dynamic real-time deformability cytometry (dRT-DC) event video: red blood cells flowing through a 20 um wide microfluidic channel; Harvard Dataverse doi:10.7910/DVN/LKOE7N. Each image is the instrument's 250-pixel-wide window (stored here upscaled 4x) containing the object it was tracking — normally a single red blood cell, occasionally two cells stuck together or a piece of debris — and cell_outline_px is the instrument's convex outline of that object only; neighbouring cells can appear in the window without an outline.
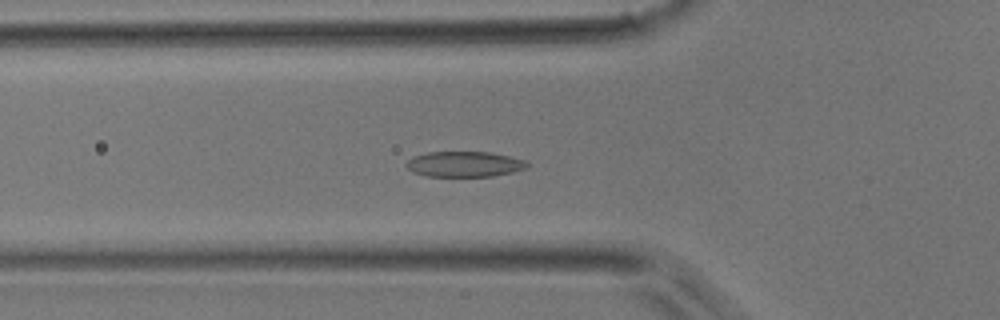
{"species": "common noctule bat (a hibernating species)", "species_latin": "Nyctalus noctula", "temperature_condition": "room temperature", "stored_images_in_passage": 40, "camera_frame_rate_fps": 3000, "um_per_image_px": 0.085, "animal": {"sex": "male", "body_mass_g": 17.9}, "frame": {"image": 1, "passage_image": 8, "time_ms": 2.333, "image_size_px": [1000, 320], "cell_outline_px": [[528, 164], [524, 168], [512, 172], [492, 176], [424, 176], [412, 172], [404, 164], [412, 156], [428, 152], [492, 152], [524, 160]], "centroid_in_image_um": [39.4, 13.95], "position_along_channel_um": 86.4, "area_um2": 17.86}}
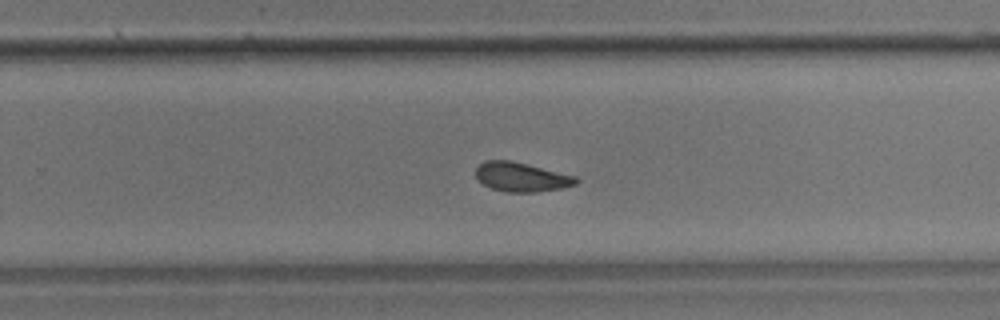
{"frame": {"image": 2, "passage_image": 22, "time_ms": 7.0, "image_size_px": [1000, 320], "cell_outline_px": [[580, 180], [576, 184], [560, 188], [536, 192], [504, 192], [492, 188], [476, 180], [476, 168], [484, 160], [508, 160], [528, 164], [576, 176]], "centroid_in_image_um": [44.3, 15.04], "position_along_channel_um": 285.5, "area_um2": 17.11}}
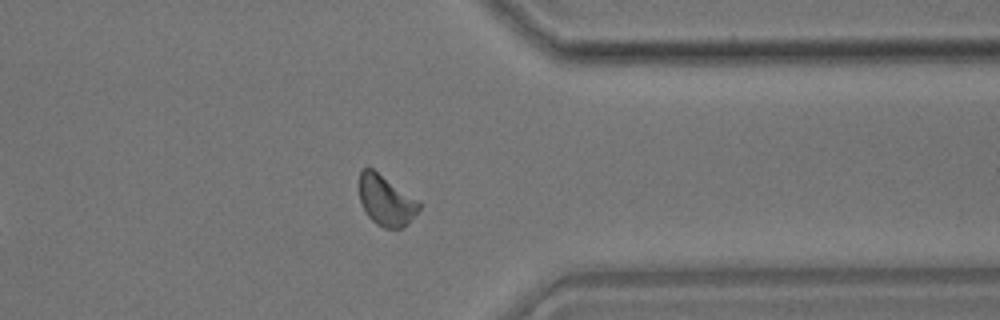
{"frame": {"image": 3, "passage_image": 29, "time_ms": 9.333, "image_size_px": [1000, 320], "cell_outline_px": [[424, 204], [408, 224], [400, 228], [384, 228], [376, 224], [368, 216], [360, 200], [360, 172], [364, 168], [372, 168]], "centroid_in_image_um": [32.85, 17.06], "position_along_channel_um": 378.6, "area_um2": 17.46}}